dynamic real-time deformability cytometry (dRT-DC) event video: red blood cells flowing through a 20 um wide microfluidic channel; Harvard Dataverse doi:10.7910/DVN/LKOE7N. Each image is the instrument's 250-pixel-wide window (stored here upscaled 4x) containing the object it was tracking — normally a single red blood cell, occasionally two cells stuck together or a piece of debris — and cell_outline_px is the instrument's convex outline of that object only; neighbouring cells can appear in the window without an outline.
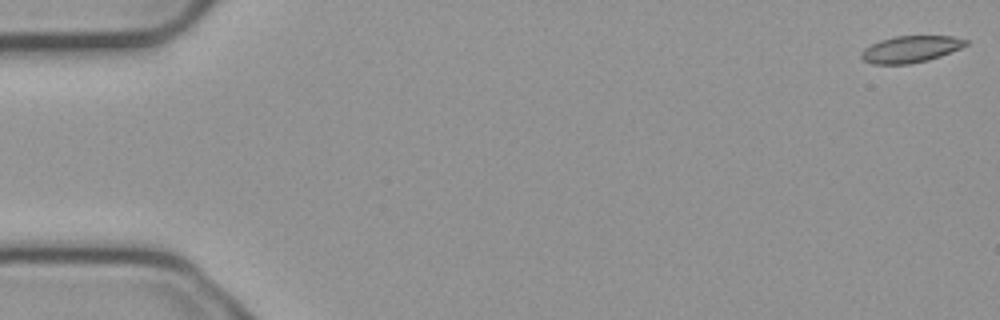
{"species": "common noctule bat (a hibernating species)", "species_latin": "Nyctalus noctula", "temperature_condition": "cold", "stored_images_in_passage": 5, "camera_frame_rate_fps": 3000, "um_per_image_px": 0.085, "animal": {"sex": "male", "body_mass_g": 23.1, "forearm_length_mm": 52.7}, "frame": {"image": 1, "passage_image": 1, "time_ms": 0.0, "image_size_px": [1000, 320], "cell_outline_px": [[968, 44], [960, 48], [940, 56], [928, 60], [908, 64], [872, 64], [864, 60], [860, 56], [860, 52], [864, 48], [880, 40], [896, 36], [952, 36], [968, 40]], "centroid_in_image_um": [77.38, 4.18], "position_along_channel_um": 7.6, "area_um2": 16.18}}
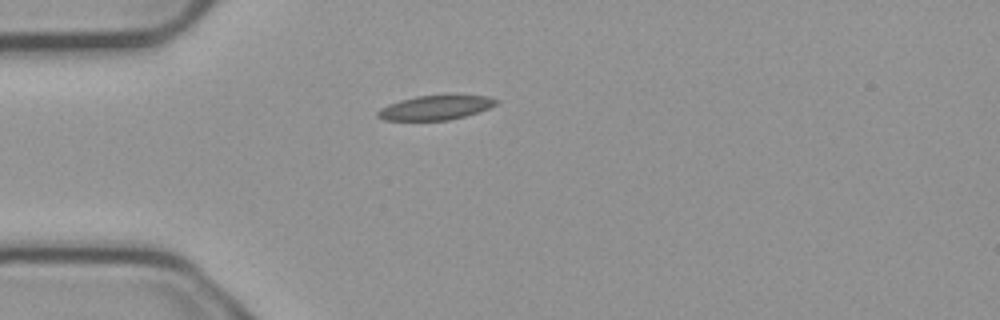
{"frame": {"image": 2, "passage_image": 5, "time_ms": 1.333, "image_size_px": [1000, 320], "cell_outline_px": [[500, 100], [496, 104], [488, 108], [464, 116], [448, 120], [384, 120], [376, 116], [376, 112], [380, 108], [388, 104], [400, 100], [416, 96], [448, 92], [456, 92], [488, 96]], "centroid_in_image_um": [37.06, 9.08], "position_along_channel_um": 47.9, "area_um2": 17.69}}